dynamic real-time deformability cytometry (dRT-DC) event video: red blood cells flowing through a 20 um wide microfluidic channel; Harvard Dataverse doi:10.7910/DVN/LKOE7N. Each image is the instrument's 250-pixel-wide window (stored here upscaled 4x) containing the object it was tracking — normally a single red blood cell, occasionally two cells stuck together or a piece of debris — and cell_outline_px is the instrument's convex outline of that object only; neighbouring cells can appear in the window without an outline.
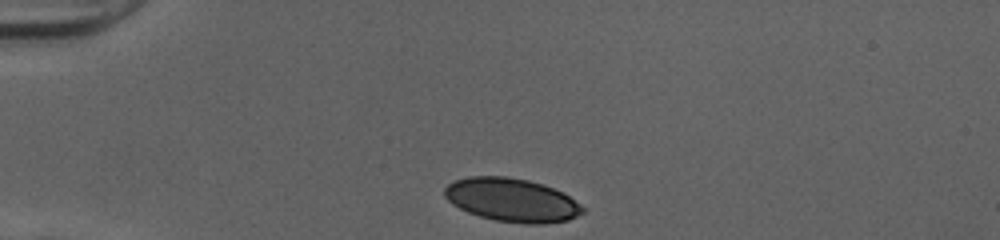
{"species": "human", "species_latin": "Homo sapiens", "temperature_condition": "cold", "stored_images_in_passage": 31, "camera_frame_rate_fps": 3000, "um_per_image_px": 0.085, "donor": {"sex": "female"}, "frame": {"image": 1, "passage_image": 1, "time_ms": 0.0, "image_size_px": [1000, 240], "cell_outline_px": [[584, 212], [568, 220], [544, 224], [524, 224], [496, 220], [480, 216], [468, 212], [452, 204], [444, 196], [444, 188], [448, 184], [456, 180], [468, 176], [508, 176], [528, 180], [564, 192], [580, 204], [584, 208]], "centroid_in_image_um": [43.5, 17.0], "position_along_channel_um": 41.5, "area_um2": 34.97}}
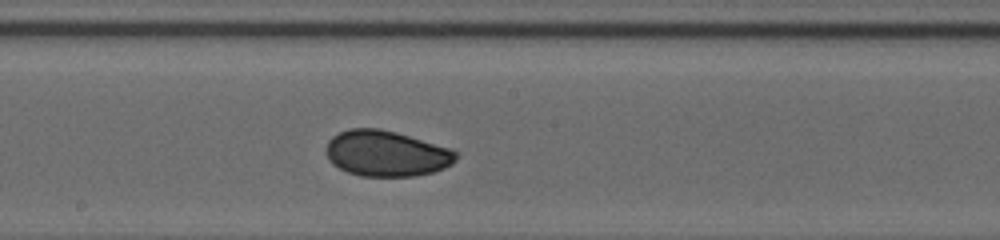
{"frame": {"image": 2, "passage_image": 17, "time_ms": 5.333, "image_size_px": [1000, 240], "cell_outline_px": [[456, 160], [452, 164], [444, 168], [432, 172], [416, 176], [360, 176], [348, 172], [332, 164], [328, 156], [328, 140], [332, 136], [348, 128], [380, 128], [396, 132], [452, 148], [456, 152]], "centroid_in_image_um": [32.86, 13.04], "position_along_channel_um": 215.3, "area_um2": 34.62}}
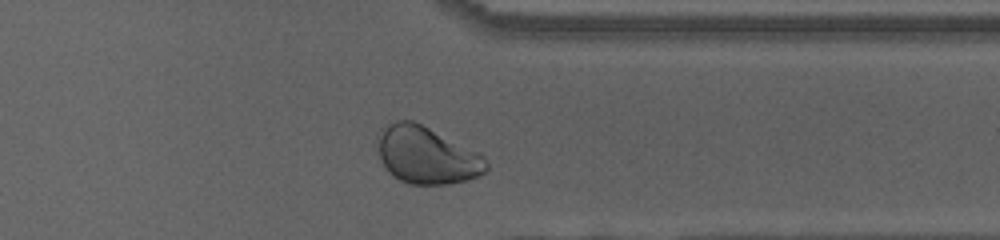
{"frame": {"image": 3, "passage_image": 29, "time_ms": 9.333, "image_size_px": [1000, 240], "cell_outline_px": [[488, 168], [484, 172], [476, 176], [464, 180], [448, 184], [408, 184], [392, 176], [380, 160], [376, 136], [376, 132], [388, 124], [396, 120], [412, 120], [480, 152], [484, 156], [488, 164]], "centroid_in_image_um": [36.23, 13.18], "position_along_channel_um": 375.2, "area_um2": 36.36}, "authors_computed_cell_mechanics": {"area_um2": 34.68, "velocity_mm_per_s": 4.0183, "shape_relaxation_time_tau1_ms": 3.9783, "shape_relaxation_time_tau2_ms": 1.2517, "deformation_change_tau1": 0.1023, "deformation_change_tau2": 0.035}}